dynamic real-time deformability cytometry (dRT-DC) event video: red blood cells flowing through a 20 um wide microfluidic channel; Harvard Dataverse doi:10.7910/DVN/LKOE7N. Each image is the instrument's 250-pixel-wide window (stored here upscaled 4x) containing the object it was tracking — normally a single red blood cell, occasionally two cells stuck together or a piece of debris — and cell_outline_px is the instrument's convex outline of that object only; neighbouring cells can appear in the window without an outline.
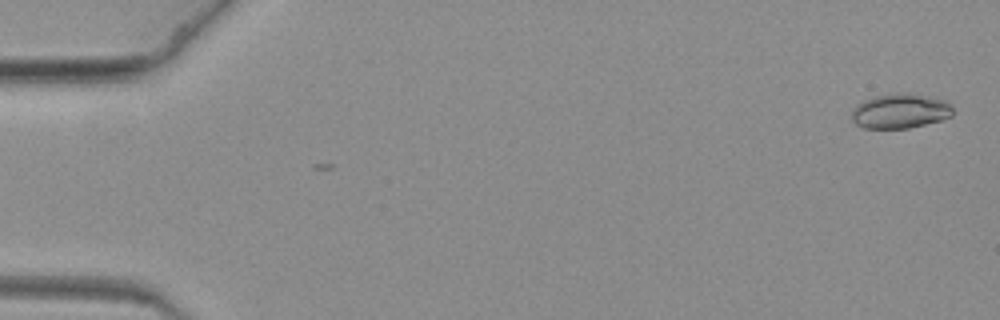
{"species": "common noctule bat (a hibernating species)", "species_latin": "Nyctalus noctula", "temperature_condition": "warm", "stored_images_in_passage": 2, "camera_frame_rate_fps": 3000, "um_per_image_px": 0.085, "animal": {"sex": "female", "body_mass_g": 19.3, "forearm_length_mm": 54.1}, "frame": {"image": 1, "passage_image": 2, "time_ms": 0.333, "image_size_px": [1000, 320], "cell_outline_px": [[952, 116], [940, 120], [908, 128], [864, 128], [856, 124], [852, 120], [852, 108], [856, 104], [872, 96], [896, 92], [908, 92], [936, 96], [948, 100], [952, 108]], "centroid_in_image_um": [76.53, 9.4], "position_along_channel_um": 8.5, "area_um2": 20.98}}